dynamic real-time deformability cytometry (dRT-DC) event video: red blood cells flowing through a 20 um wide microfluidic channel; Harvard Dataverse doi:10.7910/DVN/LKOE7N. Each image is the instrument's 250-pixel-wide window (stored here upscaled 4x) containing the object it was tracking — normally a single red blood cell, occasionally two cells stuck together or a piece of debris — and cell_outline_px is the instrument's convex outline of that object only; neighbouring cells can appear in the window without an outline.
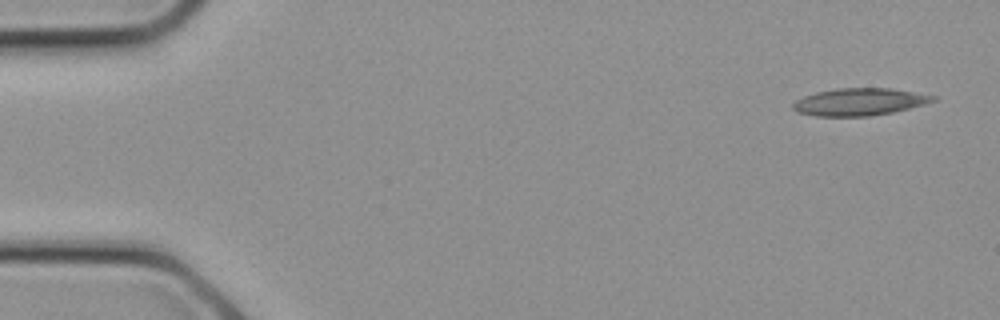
{"species": "common noctule bat (a hibernating species)", "species_latin": "Nyctalus noctula", "temperature_condition": "cold", "stored_images_in_passage": 9, "camera_frame_rate_fps": 3000, "um_per_image_px": 0.085, "animal": {"sex": "female", "body_mass_g": 21.9}, "frame": {"image": 1, "passage_image": 1, "time_ms": 0.0, "image_size_px": [1000, 320], "cell_outline_px": [[936, 100], [924, 104], [892, 112], [868, 116], [816, 116], [796, 112], [792, 108], [792, 104], [796, 100], [804, 96], [816, 92], [836, 88], [892, 88], [936, 96]], "centroid_in_image_um": [73.02, 8.65], "position_along_channel_um": 12.0, "area_um2": 22.2}}
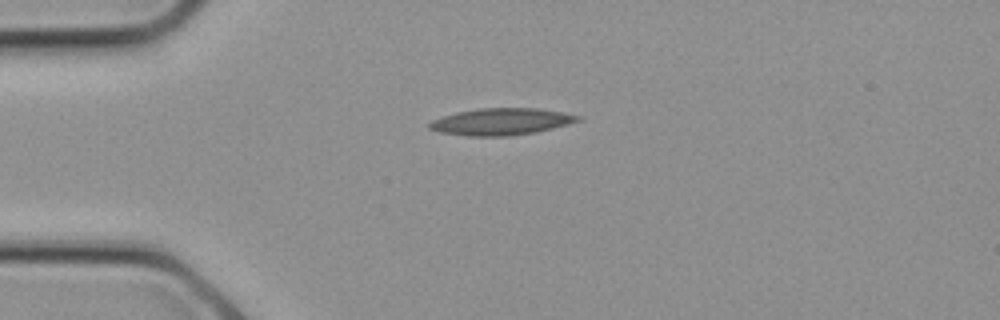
{"frame": {"image": 2, "passage_image": 6, "time_ms": 1.667, "image_size_px": [1000, 320], "cell_outline_px": [[580, 120], [568, 124], [536, 132], [508, 136], [468, 136], [440, 132], [428, 128], [428, 124], [432, 120], [456, 112], [480, 108], [536, 108], [560, 112], [580, 116]], "centroid_in_image_um": [42.57, 10.34], "position_along_channel_um": 42.4, "area_um2": 23.0}}
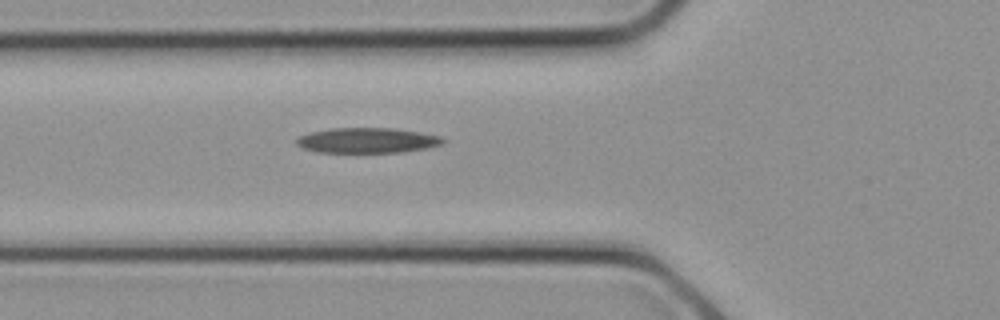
{"frame": {"image": 3, "passage_image": 9, "time_ms": 2.667, "image_size_px": [1000, 320], "cell_outline_px": [[448, 140], [444, 144], [428, 148], [400, 152], [316, 152], [304, 148], [296, 144], [296, 140], [300, 136], [308, 132], [332, 128], [396, 128], [440, 136]], "centroid_in_image_um": [31.25, 11.93], "position_along_channel_um": 94.6, "area_um2": 21.62}}